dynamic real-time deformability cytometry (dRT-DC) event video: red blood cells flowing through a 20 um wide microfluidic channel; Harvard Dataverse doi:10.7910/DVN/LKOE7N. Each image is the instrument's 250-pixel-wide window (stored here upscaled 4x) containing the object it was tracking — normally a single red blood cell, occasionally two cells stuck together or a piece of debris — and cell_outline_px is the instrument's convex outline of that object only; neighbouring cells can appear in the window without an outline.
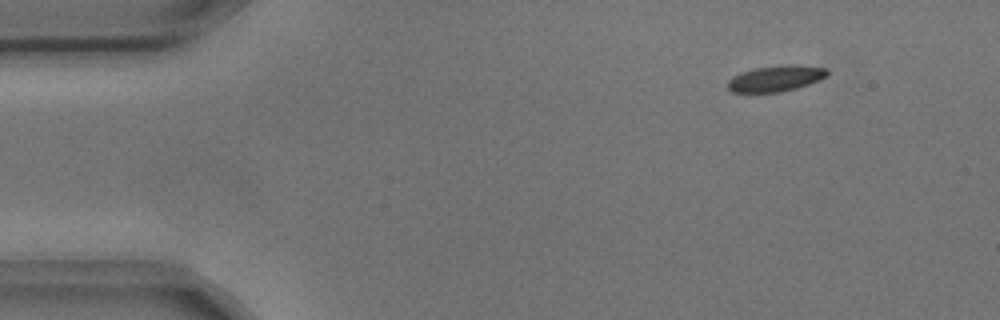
{"species": "common noctule bat (a hibernating species)", "species_latin": "Nyctalus noctula", "temperature_condition": "cold", "stored_images_in_passage": 2, "camera_frame_rate_fps": 3000, "um_per_image_px": 0.085, "animal": {"sex": "male", "body_mass_g": 17.9, "forearm_length_mm": 54.2}, "frame": {"image": 1, "passage_image": 2, "time_ms": 0.333, "image_size_px": [1000, 320], "cell_outline_px": [[828, 72], [820, 80], [796, 88], [780, 92], [732, 92], [728, 88], [728, 80], [732, 76], [740, 72], [756, 68], [788, 64], [796, 64], [828, 68]], "centroid_in_image_um": [65.93, 6.66], "position_along_channel_um": 19.1, "area_um2": 15.03}}